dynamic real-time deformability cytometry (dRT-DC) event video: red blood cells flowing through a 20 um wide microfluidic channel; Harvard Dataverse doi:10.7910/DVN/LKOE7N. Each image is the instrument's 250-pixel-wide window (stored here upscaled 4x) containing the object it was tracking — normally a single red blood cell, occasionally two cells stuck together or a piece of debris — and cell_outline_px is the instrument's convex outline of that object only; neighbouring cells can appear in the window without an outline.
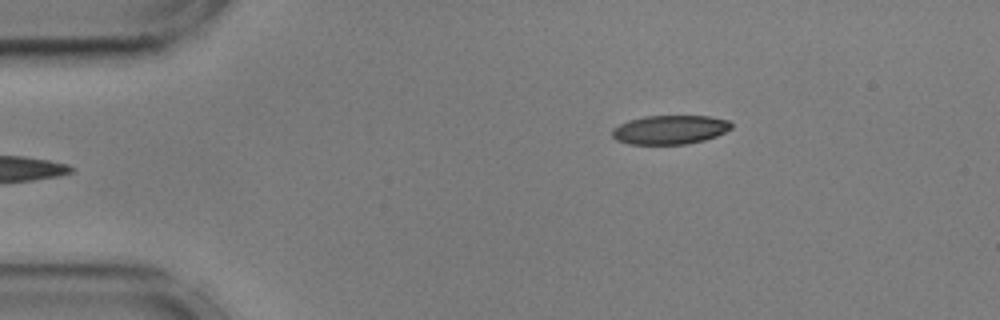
{"species": "common noctule bat (a hibernating species)", "species_latin": "Nyctalus noctula", "temperature_condition": "cold", "stored_images_in_passage": 39, "camera_frame_rate_fps": 3000, "um_per_image_px": 0.085, "animal": {"sex": "male", "body_mass_g": 17.9, "forearm_length_mm": 54.2}, "frame": {"image": 1, "passage_image": 2, "time_ms": 0.333, "image_size_px": [1000, 320], "cell_outline_px": [[732, 128], [716, 136], [704, 140], [688, 144], [628, 144], [616, 140], [612, 136], [612, 128], [628, 120], [644, 116], [712, 116], [728, 120], [732, 124]], "centroid_in_image_um": [56.93, 11.02], "position_along_channel_um": 28.1, "area_um2": 20.23}}
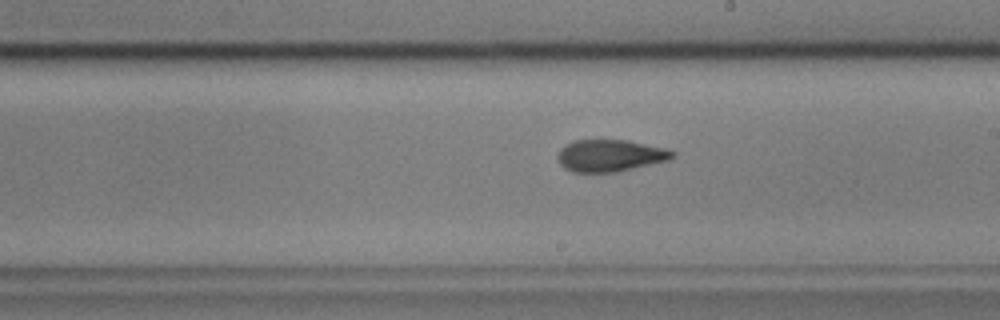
{"frame": {"image": 2, "passage_image": 24, "time_ms": 7.667, "image_size_px": [1000, 320], "cell_outline_px": [[676, 156], [668, 160], [616, 172], [572, 172], [564, 168], [560, 164], [556, 156], [560, 148], [564, 144], [576, 140], [628, 140], [664, 148], [676, 152]], "centroid_in_image_um": [51.82, 13.22], "position_along_channel_um": 237.2, "area_um2": 21.44}}
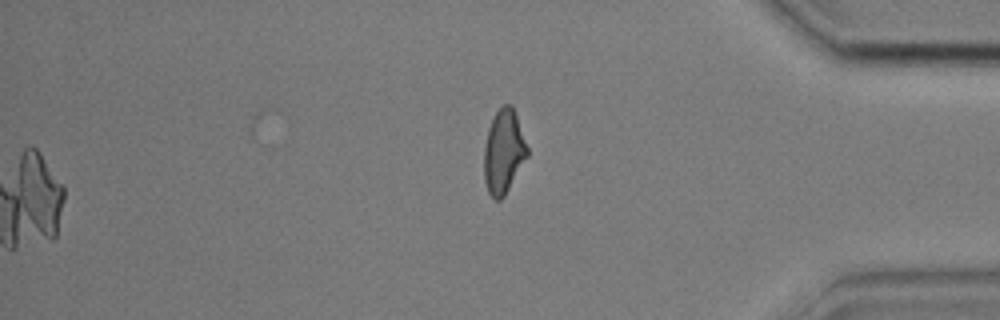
{"frame": {"image": 3, "passage_image": 39, "time_ms": 12.667, "image_size_px": [1000, 320], "cell_outline_px": [[528, 156], [504, 196], [500, 200], [496, 200], [488, 192], [484, 180], [484, 148], [488, 128], [496, 112], [504, 104], [512, 104], [528, 148]], "centroid_in_image_um": [42.8, 12.89], "position_along_channel_um": 392.4, "area_um2": 20.98}, "authors_computed_cell_mechanics": {"area_um2": 21.4438, "velocity_mm_per_s": 3.5975, "shape_relaxation_time_tau1_ms": 9.6981, "shape_relaxation_time_tau2_ms": 2.4606, "deformation_change_tau1": 0.2335, "deformation_change_tau2": 0.0857}}